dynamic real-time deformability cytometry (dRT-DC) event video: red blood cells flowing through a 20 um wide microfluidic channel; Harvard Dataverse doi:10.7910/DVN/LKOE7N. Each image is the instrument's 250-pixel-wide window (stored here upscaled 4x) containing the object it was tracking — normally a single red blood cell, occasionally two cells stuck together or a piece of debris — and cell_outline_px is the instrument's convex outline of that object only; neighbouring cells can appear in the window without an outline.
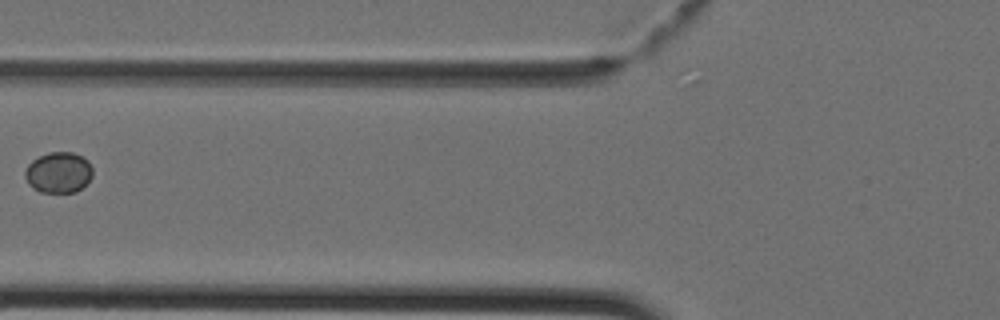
{"species": "Egyptian fruit bat (a non-hibernating species)", "species_latin": "Rousettus aegyptiacus", "temperature_condition": "cold", "stored_images_in_passage": 28, "camera_frame_rate_fps": 3000, "um_per_image_px": 0.085, "animal": {"sex": "female"}, "frame": {"image": 1, "passage_image": 2, "time_ms": 0.333, "image_size_px": [1000, 320], "cell_outline_px": [[92, 176], [76, 192], [40, 192], [32, 188], [28, 184], [24, 176], [24, 172], [28, 164], [32, 160], [48, 152], [72, 152], [88, 160], [92, 168]], "centroid_in_image_um": [4.94, 14.66], "position_along_channel_um": 120.9, "area_um2": 16.07}}
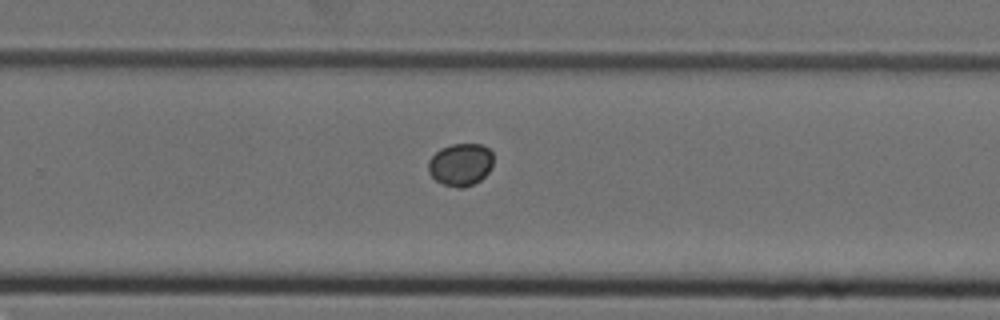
{"frame": {"image": 2, "passage_image": 13, "time_ms": 4.0, "image_size_px": [1000, 320], "cell_outline_px": [[492, 168], [480, 180], [464, 188], [456, 188], [444, 184], [436, 180], [428, 172], [428, 160], [440, 148], [452, 144], [484, 144], [492, 152]], "centroid_in_image_um": [39.15, 13.98], "position_along_channel_um": 290.7, "area_um2": 16.18}}
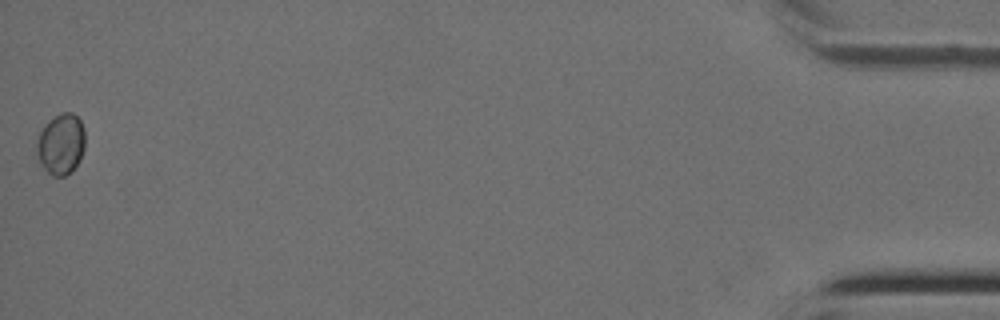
{"frame": {"image": 3, "passage_image": 28, "time_ms": 9.0, "image_size_px": [1000, 320], "cell_outline_px": [[84, 148], [80, 160], [72, 172], [64, 176], [52, 176], [44, 168], [36, 156], [36, 144], [40, 132], [48, 120], [60, 112], [72, 112], [80, 120], [84, 128]], "centroid_in_image_um": [5.18, 12.25], "position_along_channel_um": 430.0, "area_um2": 17.34}}